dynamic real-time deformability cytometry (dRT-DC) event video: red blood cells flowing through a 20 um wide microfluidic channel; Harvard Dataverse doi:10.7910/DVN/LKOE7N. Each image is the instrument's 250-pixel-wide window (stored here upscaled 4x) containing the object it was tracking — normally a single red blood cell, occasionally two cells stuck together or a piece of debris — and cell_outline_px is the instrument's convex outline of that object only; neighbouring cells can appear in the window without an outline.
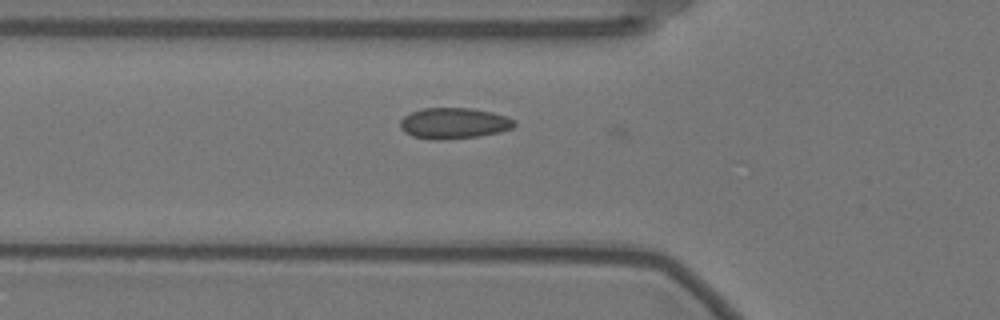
{"species": "Egyptian fruit bat (a non-hibernating species)", "species_latin": "Rousettus aegyptiacus", "temperature_condition": "warm", "stored_images_in_passage": 10, "camera_frame_rate_fps": 3000, "um_per_image_px": 0.085, "animal": {"sex": "female"}, "frame": {"image": 1, "passage_image": 9, "time_ms": 2.667, "image_size_px": [1000, 320], "cell_outline_px": [[516, 124], [512, 128], [500, 132], [480, 136], [440, 140], [436, 140], [412, 136], [404, 132], [400, 128], [400, 120], [404, 116], [412, 112], [424, 108], [472, 108], [492, 112], [508, 116], [516, 120]], "centroid_in_image_um": [38.6, 10.48], "position_along_channel_um": 87.2, "area_um2": 20.75}}